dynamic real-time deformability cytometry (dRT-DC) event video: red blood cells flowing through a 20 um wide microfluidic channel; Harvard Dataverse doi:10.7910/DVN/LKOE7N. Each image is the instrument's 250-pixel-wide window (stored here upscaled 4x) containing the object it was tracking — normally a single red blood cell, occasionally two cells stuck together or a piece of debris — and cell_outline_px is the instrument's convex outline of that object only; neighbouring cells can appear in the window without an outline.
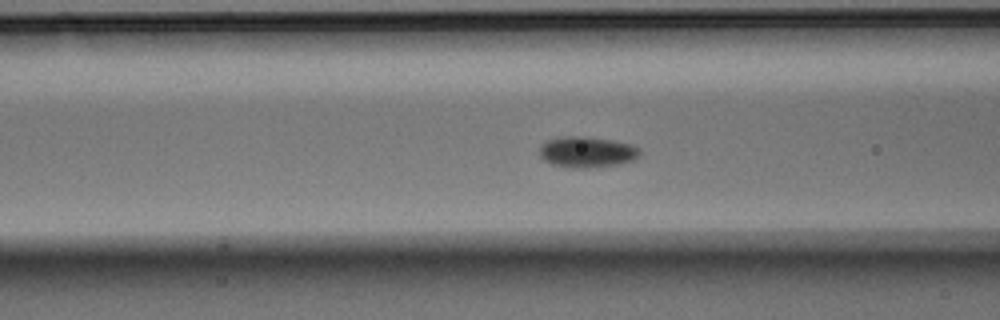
{"species": "Egyptian fruit bat (a non-hibernating species)", "species_latin": "Rousettus aegyptiacus", "temperature_condition": "warm", "stored_images_in_passage": 34, "camera_frame_rate_fps": 3000, "um_per_image_px": 0.085, "animal": {"sex": "male"}, "frame": {"image": 1, "passage_image": 4, "time_ms": 1.0, "image_size_px": [1000, 320], "cell_outline_px": [[640, 156], [632, 160], [620, 164], [588, 168], [568, 168], [552, 164], [544, 160], [540, 156], [540, 144], [544, 140], [560, 136], [584, 136], [612, 140], [632, 144], [640, 148]], "centroid_in_image_um": [49.87, 12.91], "position_along_channel_um": 116.7, "area_um2": 18.44}}
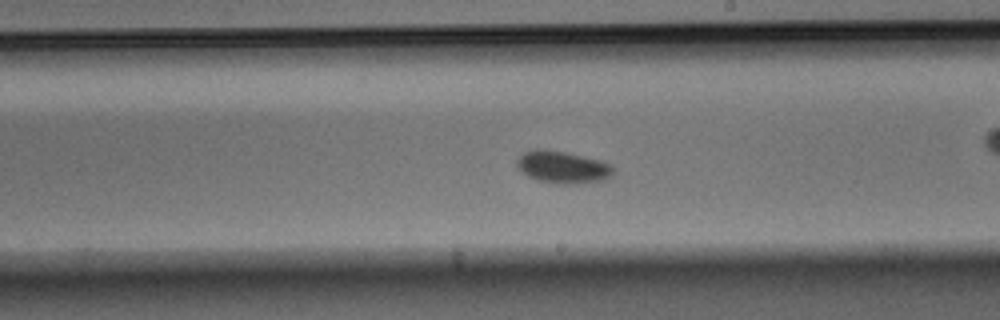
{"frame": {"image": 2, "passage_image": 13, "time_ms": 4.0, "image_size_px": [1000, 320], "cell_outline_px": [[612, 176], [604, 180], [580, 184], [552, 184], [536, 180], [520, 172], [516, 164], [516, 160], [524, 152], [536, 148], [544, 148], [564, 152], [600, 160], [612, 164]], "centroid_in_image_um": [47.79, 14.22], "position_along_channel_um": 241.2, "area_um2": 18.44}}
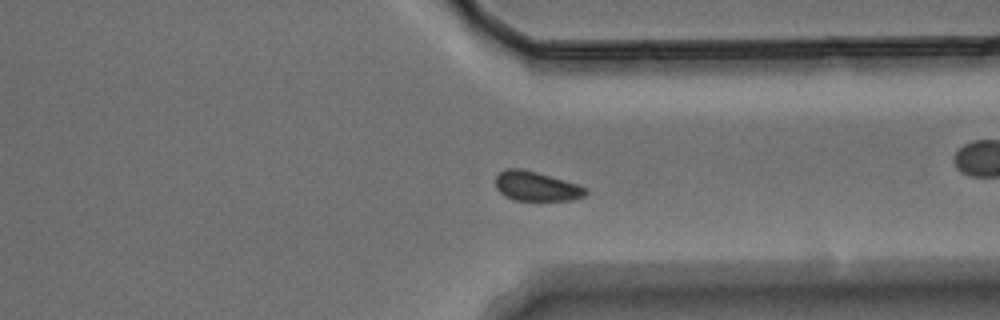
{"frame": {"image": 3, "passage_image": 22, "time_ms": 7.0, "image_size_px": [1000, 320], "cell_outline_px": [[588, 192], [584, 196], [572, 200], [512, 200], [504, 196], [496, 188], [496, 176], [504, 168], [520, 168], [536, 172], [580, 184], [588, 188]], "centroid_in_image_um": [45.6, 15.83], "position_along_channel_um": 365.8, "area_um2": 15.66}}